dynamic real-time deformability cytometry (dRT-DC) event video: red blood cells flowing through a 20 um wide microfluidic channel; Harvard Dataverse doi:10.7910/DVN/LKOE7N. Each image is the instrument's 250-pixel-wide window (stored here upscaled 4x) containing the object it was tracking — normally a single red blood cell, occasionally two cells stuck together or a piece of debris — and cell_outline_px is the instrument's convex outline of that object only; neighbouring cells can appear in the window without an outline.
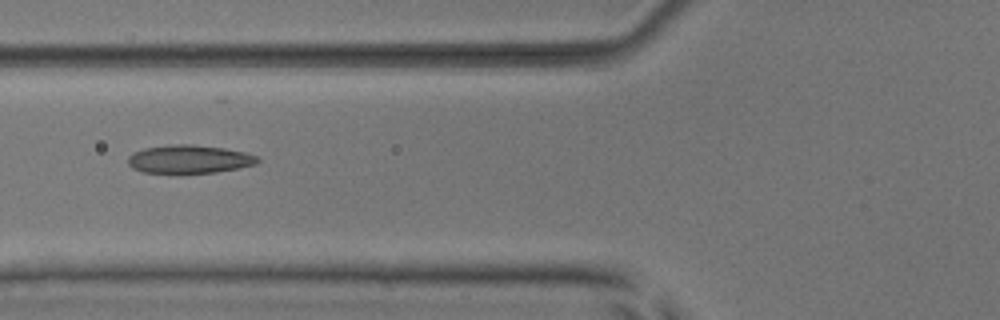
{"species": "common noctule bat (a hibernating species)", "species_latin": "Nyctalus noctula", "temperature_condition": "room temperature", "stored_images_in_passage": 4, "camera_frame_rate_fps": 3000, "um_per_image_px": 0.085, "animal": {"sex": "male", "body_mass_g": 17.9, "forearm_length_mm": 54.2}, "frame": {"image": 1, "passage_image": 4, "time_ms": 3.667, "image_size_px": [1000, 320], "cell_outline_px": [[260, 160], [256, 164], [216, 172], [144, 172], [132, 168], [128, 164], [128, 156], [132, 152], [144, 148], [172, 144], [192, 144], [224, 148], [244, 152], [256, 156]], "centroid_in_image_um": [16.05, 13.51], "position_along_channel_um": 109.7, "area_um2": 21.1}}